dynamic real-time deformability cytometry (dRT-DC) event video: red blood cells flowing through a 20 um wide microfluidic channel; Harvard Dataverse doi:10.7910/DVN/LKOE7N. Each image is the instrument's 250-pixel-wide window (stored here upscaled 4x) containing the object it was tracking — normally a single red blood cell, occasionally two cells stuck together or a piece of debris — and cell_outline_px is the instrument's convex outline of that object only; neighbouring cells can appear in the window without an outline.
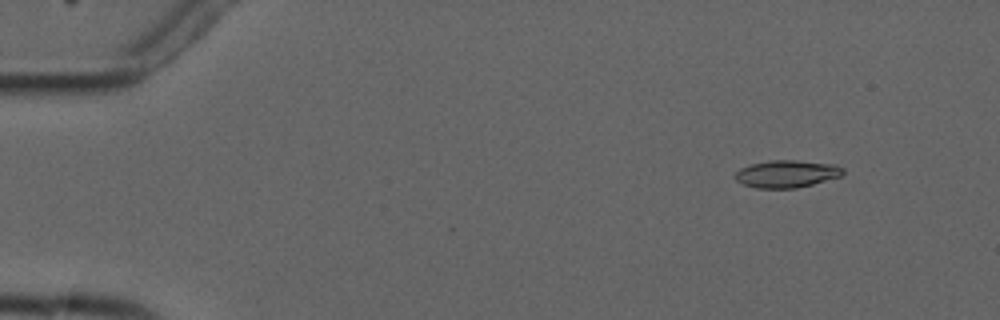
{"species": "common noctule bat (a hibernating species)", "species_latin": "Nyctalus noctula", "temperature_condition": "cold", "stored_images_in_passage": 4, "camera_frame_rate_fps": 3000, "um_per_image_px": 0.085, "animal": {"sex": "male", "forearm_length_mm": 52.5}, "frame": {"image": 1, "passage_image": 1, "time_ms": 0.0, "image_size_px": [1000, 320], "cell_outline_px": [[844, 172], [840, 176], [812, 184], [796, 188], [756, 188], [744, 184], [736, 180], [732, 176], [740, 168], [752, 164], [768, 160], [796, 160], [836, 164], [844, 168]], "centroid_in_image_um": [66.86, 14.77], "position_along_channel_um": 18.1, "area_um2": 17.22}}
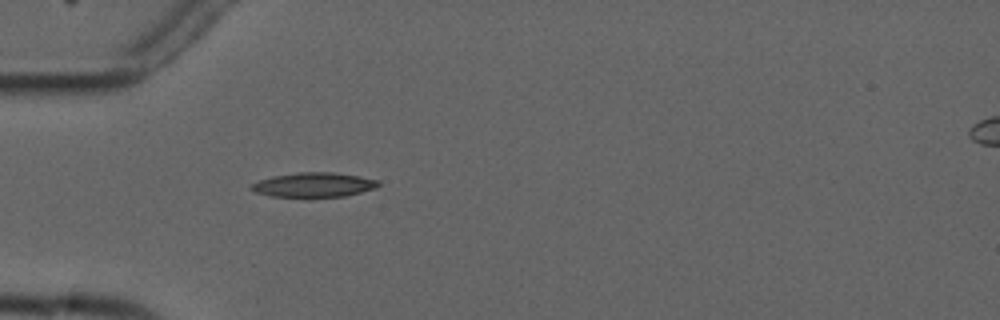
{"frame": {"image": 2, "passage_image": 4, "time_ms": 3.667, "image_size_px": [1000, 320], "cell_outline_px": [[380, 184], [376, 188], [344, 196], [308, 200], [268, 196], [256, 192], [248, 188], [252, 184], [260, 180], [272, 176], [296, 172], [332, 172], [360, 176], [380, 180]], "centroid_in_image_um": [26.64, 15.75], "position_along_channel_um": 58.4, "area_um2": 19.13}}